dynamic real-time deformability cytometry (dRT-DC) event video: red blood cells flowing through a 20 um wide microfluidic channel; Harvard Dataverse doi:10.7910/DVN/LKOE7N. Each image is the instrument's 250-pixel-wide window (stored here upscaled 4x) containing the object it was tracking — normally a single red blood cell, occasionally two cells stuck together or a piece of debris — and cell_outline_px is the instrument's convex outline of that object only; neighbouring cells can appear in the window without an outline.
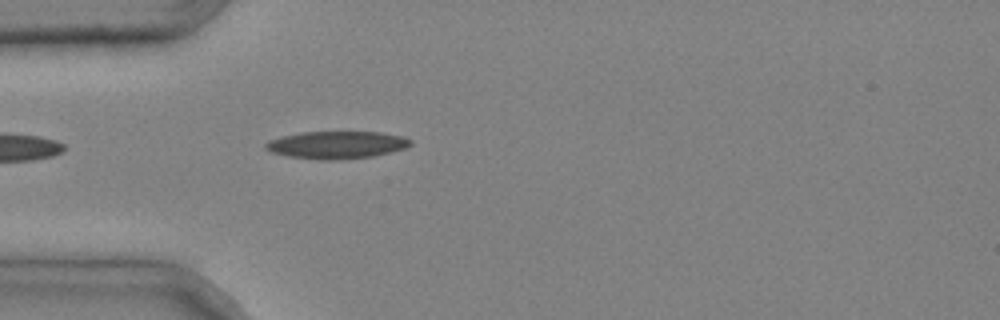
{"species": "common noctule bat (a hibernating species)", "species_latin": "Nyctalus noctula", "temperature_condition": "cold", "stored_images_in_passage": 1, "camera_frame_rate_fps": 3000, "um_per_image_px": 0.085, "animal": {"sex": "male", "body_mass_g": 20.4}, "frame": {"image": 1, "passage_image": 1, "time_ms": 0.0, "image_size_px": [1000, 320], "cell_outline_px": [[412, 144], [404, 148], [372, 156], [340, 160], [320, 160], [288, 156], [272, 152], [264, 148], [264, 144], [268, 140], [300, 132], [380, 132], [400, 136], [412, 140]], "centroid_in_image_um": [28.58, 12.32], "position_along_channel_um": 56.4, "area_um2": 23.06}}